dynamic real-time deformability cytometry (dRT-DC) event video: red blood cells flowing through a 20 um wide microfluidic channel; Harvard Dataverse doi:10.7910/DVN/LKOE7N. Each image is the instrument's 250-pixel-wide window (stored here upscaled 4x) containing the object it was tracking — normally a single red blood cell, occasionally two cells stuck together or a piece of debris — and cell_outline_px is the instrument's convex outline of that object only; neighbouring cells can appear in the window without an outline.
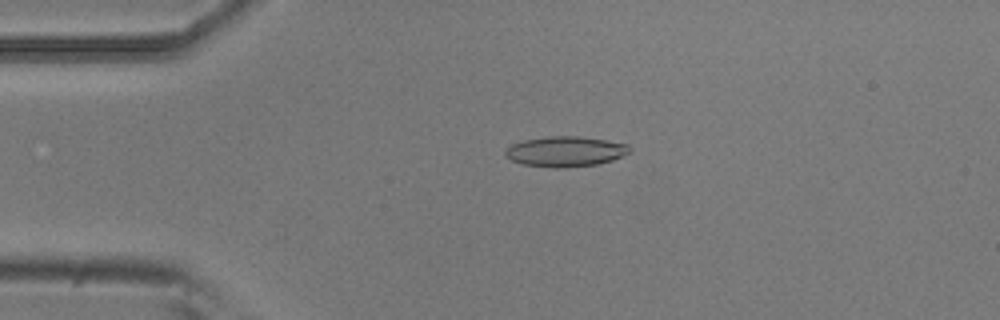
{"species": "common noctule bat (a hibernating species)", "species_latin": "Nyctalus noctula", "temperature_condition": "room temperature", "stored_images_in_passage": 54, "camera_frame_rate_fps": 3000, "um_per_image_px": 0.085, "animal": {"sex": "male", "body_mass_g": 20.5, "forearm_length_mm": 52.5}, "frame": {"image": 1, "passage_image": 12, "time_ms": 3.667, "image_size_px": [1000, 320], "cell_outline_px": [[632, 148], [628, 152], [612, 160], [596, 164], [564, 168], [552, 168], [524, 164], [512, 160], [504, 152], [512, 144], [524, 140], [548, 136], [580, 136], [628, 144]], "centroid_in_image_um": [48.06, 12.87], "position_along_channel_um": 36.9, "area_um2": 21.68}}
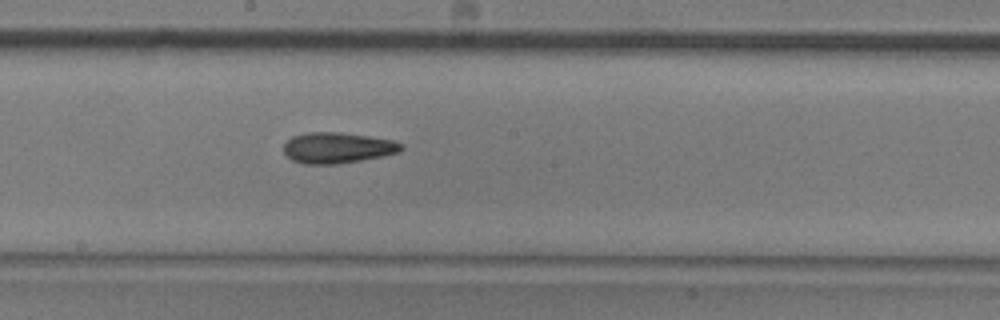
{"frame": {"image": 2, "passage_image": 29, "time_ms": 9.333, "image_size_px": [1000, 320], "cell_outline_px": [[404, 148], [400, 152], [384, 156], [336, 164], [304, 164], [292, 160], [284, 152], [284, 144], [292, 136], [308, 132], [340, 132], [368, 136], [392, 140], [404, 144]], "centroid_in_image_um": [28.7, 12.56], "position_along_channel_um": 219.5, "area_um2": 21.15}}
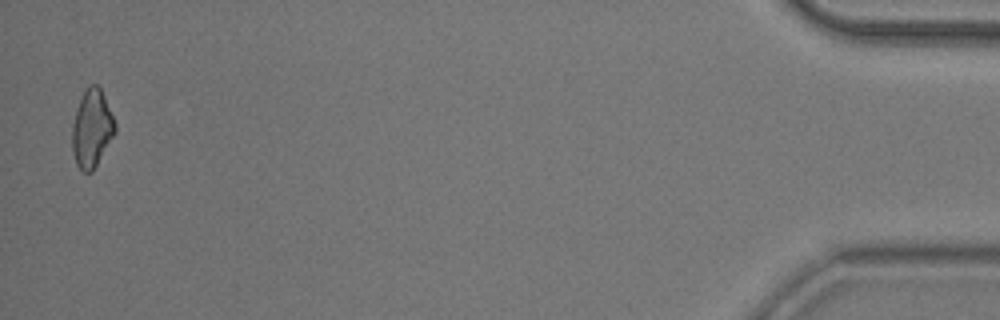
{"frame": {"image": 3, "passage_image": 53, "time_ms": 17.333, "image_size_px": [1000, 320], "cell_outline_px": [[116, 132], [92, 172], [84, 172], [76, 164], [72, 152], [72, 124], [76, 108], [84, 88], [88, 84], [96, 84], [100, 88], [104, 96], [116, 124]], "centroid_in_image_um": [7.79, 10.9], "position_along_channel_um": 427.4, "area_um2": 19.54}, "authors_computed_cell_mechanics": {"area_um2": 20.4901, "velocity_mm_per_s": 3.7527, "shape_relaxation_time_tau1_ms": 5.3538, "shape_relaxation_time_tau2_ms": 7.7071, "deformation_change_tau1": 0.1437, "deformation_change_tau2": 0.1937}}